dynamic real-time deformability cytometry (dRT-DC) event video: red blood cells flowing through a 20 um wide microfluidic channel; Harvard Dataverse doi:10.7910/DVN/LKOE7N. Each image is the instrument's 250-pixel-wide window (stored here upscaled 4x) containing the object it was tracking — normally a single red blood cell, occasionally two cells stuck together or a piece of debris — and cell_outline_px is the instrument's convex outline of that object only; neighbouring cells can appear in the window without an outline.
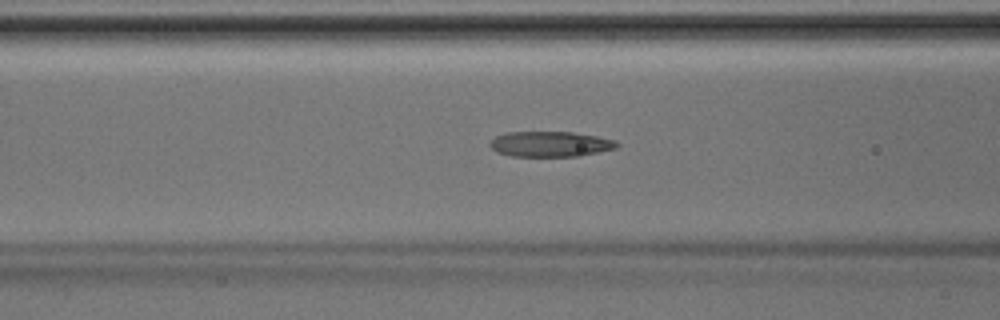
{"species": "Egyptian fruit bat (a non-hibernating species)", "species_latin": "Rousettus aegyptiacus", "temperature_condition": "room temperature", "stored_images_in_passage": 44, "camera_frame_rate_fps": 3000, "um_per_image_px": 0.085, "animal": {"sex": "male"}, "frame": {"image": 1, "passage_image": 17, "time_ms": 5.333, "image_size_px": [1000, 320], "cell_outline_px": [[620, 144], [616, 148], [576, 156], [512, 156], [496, 152], [488, 144], [496, 136], [504, 132], [572, 132], [596, 136], [616, 140]], "centroid_in_image_um": [46.75, 12.24], "position_along_channel_um": 119.8, "area_um2": 18.67}}
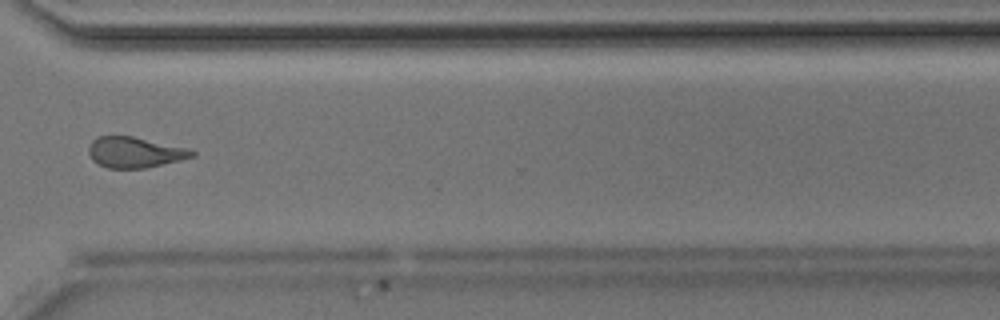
{"frame": {"image": 2, "passage_image": 33, "time_ms": 10.667, "image_size_px": [1000, 320], "cell_outline_px": [[196, 152], [192, 156], [180, 160], [144, 168], [108, 168], [92, 160], [88, 152], [88, 148], [92, 140], [96, 136], [132, 136], [188, 148]], "centroid_in_image_um": [11.42, 12.94], "position_along_channel_um": 359.2, "area_um2": 18.32}}
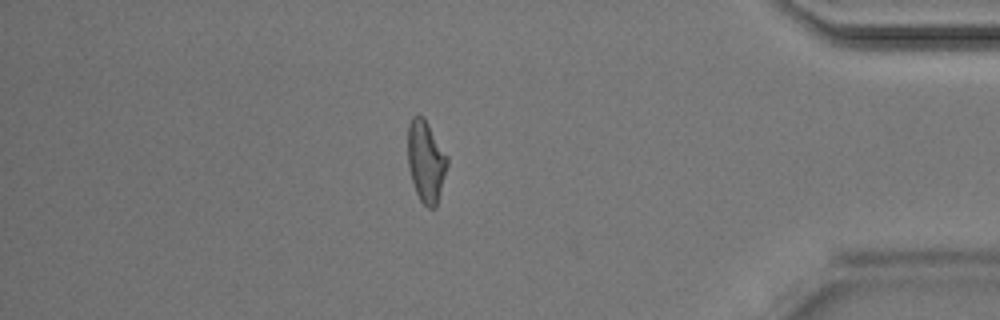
{"frame": {"image": 3, "passage_image": 38, "time_ms": 12.333, "image_size_px": [1000, 320], "cell_outline_px": [[448, 164], [436, 208], [428, 208], [420, 200], [416, 192], [408, 168], [408, 124], [412, 116], [424, 116], [448, 156]], "centroid_in_image_um": [36.21, 13.7], "position_along_channel_um": 399.0, "area_um2": 18.9}}